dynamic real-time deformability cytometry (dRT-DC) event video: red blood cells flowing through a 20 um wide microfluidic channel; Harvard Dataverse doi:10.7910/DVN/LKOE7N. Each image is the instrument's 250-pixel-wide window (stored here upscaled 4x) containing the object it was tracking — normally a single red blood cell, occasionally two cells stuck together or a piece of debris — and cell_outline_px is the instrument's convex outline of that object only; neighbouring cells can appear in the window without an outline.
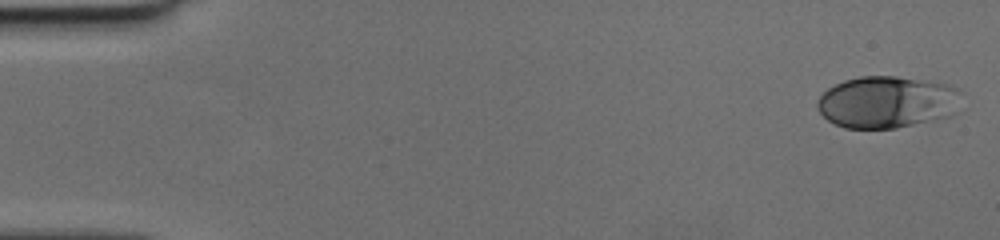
{"species": "human", "species_latin": "Homo sapiens", "temperature_condition": "cold", "stored_images_in_passage": 50, "camera_frame_rate_fps": 3000, "um_per_image_px": 0.085, "donor": {"sex": "female"}, "frame": {"image": 1, "passage_image": 1, "time_ms": 0.0, "image_size_px": [1000, 240], "cell_outline_px": [[960, 112], [952, 116], [896, 128], [844, 128], [828, 120], [816, 108], [816, 104], [820, 96], [828, 88], [844, 80], [860, 76], [896, 76], [948, 84], [956, 88], [960, 92]], "centroid_in_image_um": [75.44, 8.68], "position_along_channel_um": 9.6, "area_um2": 43.93}}
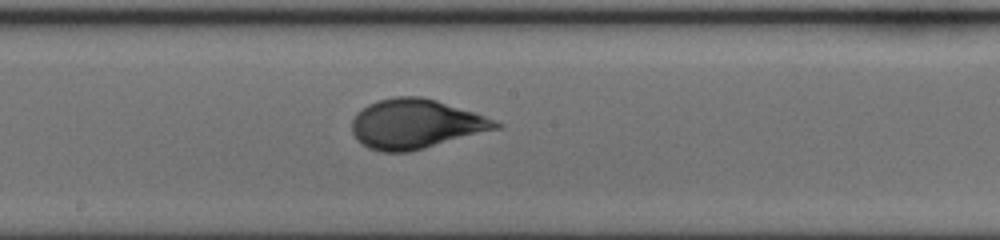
{"frame": {"image": 2, "passage_image": 27, "time_ms": 8.667, "image_size_px": [1000, 240], "cell_outline_px": [[504, 124], [500, 128], [424, 148], [408, 152], [380, 152], [368, 148], [356, 140], [352, 132], [352, 120], [356, 112], [368, 104], [376, 100], [396, 96], [420, 96], [436, 100], [496, 120]], "centroid_in_image_um": [35.29, 10.54], "position_along_channel_um": 212.9, "area_um2": 41.44}}
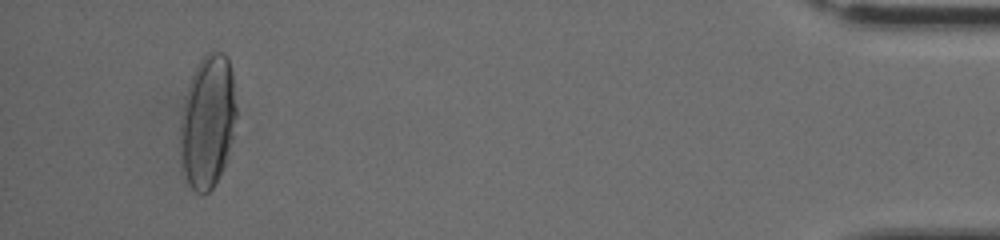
{"frame": {"image": 3, "passage_image": 47, "time_ms": 15.333, "image_size_px": [1000, 240], "cell_outline_px": [[236, 116], [232, 140], [224, 164], [212, 188], [208, 192], [196, 192], [188, 184], [180, 164], [180, 120], [188, 88], [192, 76], [200, 60], [212, 48], [224, 52], [228, 56], [232, 72], [236, 108]], "centroid_in_image_um": [17.65, 10.3], "position_along_channel_um": 417.6, "area_um2": 43.47}}